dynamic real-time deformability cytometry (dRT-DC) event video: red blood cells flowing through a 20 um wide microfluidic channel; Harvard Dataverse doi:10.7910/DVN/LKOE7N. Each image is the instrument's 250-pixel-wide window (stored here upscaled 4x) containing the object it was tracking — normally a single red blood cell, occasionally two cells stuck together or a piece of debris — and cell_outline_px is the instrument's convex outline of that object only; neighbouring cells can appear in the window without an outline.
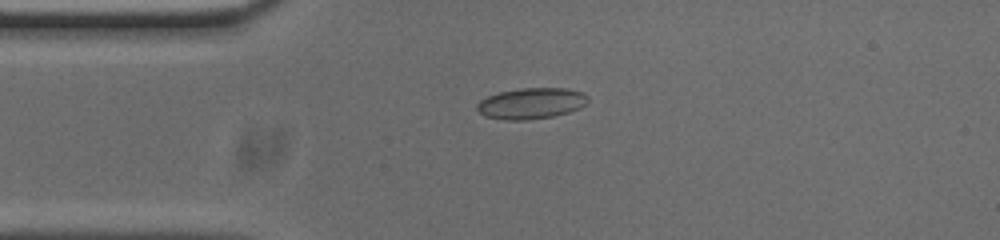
{"species": "common noctule bat (a hibernating species)", "species_latin": "Nyctalus noctula", "temperature_condition": "cold", "stored_images_in_passage": 42, "camera_frame_rate_fps": 3000, "um_per_image_px": 0.085, "animal": {"sex": "male", "body_mass_g": 20.0, "forearm_length_mm": 53.3}, "frame": {"image": 1, "passage_image": 1, "time_ms": 0.0, "image_size_px": [1000, 240], "cell_outline_px": [[588, 100], [580, 108], [568, 112], [552, 116], [528, 120], [504, 120], [484, 116], [476, 108], [476, 104], [480, 100], [488, 96], [500, 92], [520, 88], [568, 88], [584, 92], [588, 96]], "centroid_in_image_um": [45.15, 8.78], "position_along_channel_um": 39.8, "area_um2": 20.11}}
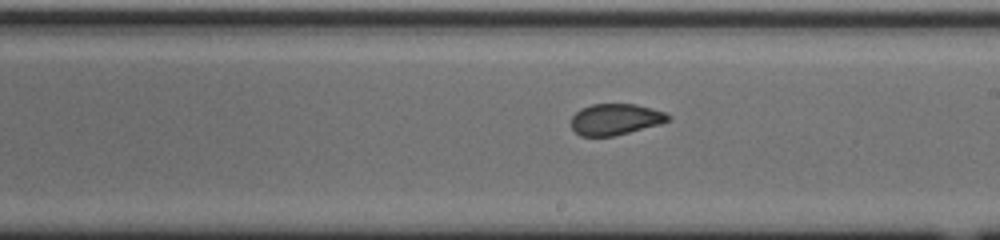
{"frame": {"image": 2, "passage_image": 18, "time_ms": 5.667, "image_size_px": [1000, 240], "cell_outline_px": [[672, 116], [668, 120], [660, 124], [612, 136], [580, 136], [572, 128], [572, 116], [580, 108], [592, 104], [636, 104], [652, 108], [664, 112]], "centroid_in_image_um": [52.3, 10.13], "position_along_channel_um": 236.7, "area_um2": 17.51}}
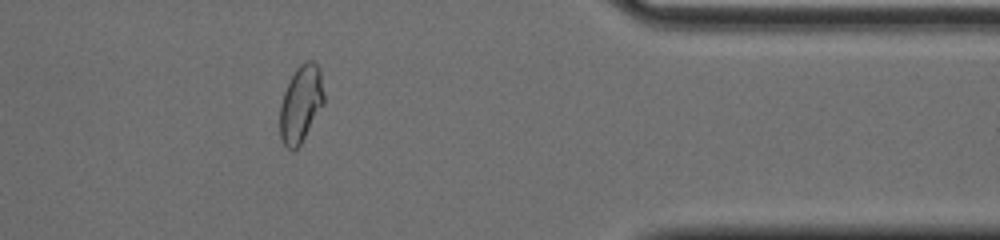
{"frame": {"image": 3, "passage_image": 32, "time_ms": 10.333, "image_size_px": [1000, 240], "cell_outline_px": [[324, 104], [300, 144], [296, 148], [288, 148], [284, 144], [280, 136], [280, 104], [288, 80], [296, 68], [304, 60], [312, 60], [320, 68], [324, 96]], "centroid_in_image_um": [25.57, 8.77], "position_along_channel_um": 385.8, "area_um2": 19.71}, "authors_computed_cell_mechanics": {"area_um2": 18.9006, "velocity_mm_per_s": 3.7587, "shape_relaxation_time_tau1_ms": null, "shape_relaxation_time_tau2_ms": 1.1777, "deformation_change_tau1": null, "deformation_change_tau2": 0.0514}}